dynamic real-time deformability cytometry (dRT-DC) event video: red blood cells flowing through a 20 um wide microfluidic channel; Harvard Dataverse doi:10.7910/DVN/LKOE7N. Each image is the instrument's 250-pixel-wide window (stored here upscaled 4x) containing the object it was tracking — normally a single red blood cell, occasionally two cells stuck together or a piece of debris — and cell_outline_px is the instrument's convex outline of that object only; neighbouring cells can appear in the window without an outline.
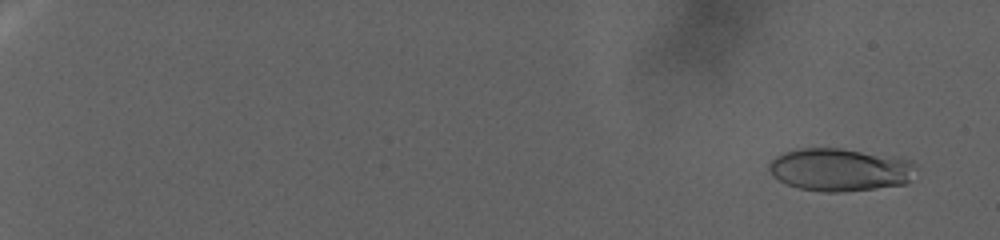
{"species": "human", "species_latin": "Homo sapiens", "temperature_condition": "warm", "stored_images_in_passage": 113, "camera_frame_rate_fps": 3000, "um_per_image_px": 0.085, "donor": {"sex": "female"}, "frame": {"image": 1, "passage_image": 8, "time_ms": 2.333, "image_size_px": [1000, 240], "cell_outline_px": [[916, 168], [908, 180], [904, 184], [876, 188], [844, 192], [824, 192], [800, 188], [788, 184], [772, 176], [768, 168], [768, 164], [776, 156], [784, 152], [800, 148], [840, 148], [892, 156], [912, 160], [916, 164]], "centroid_in_image_um": [71.38, 14.42], "position_along_channel_um": 13.6, "area_um2": 36.59}}
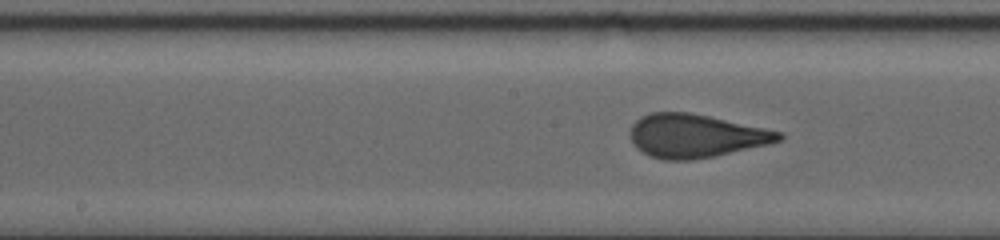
{"frame": {"image": 2, "passage_image": 68, "time_ms": 22.333, "image_size_px": [1000, 240], "cell_outline_px": [[784, 140], [772, 144], [716, 156], [692, 160], [664, 160], [648, 156], [636, 148], [632, 144], [628, 132], [632, 124], [640, 116], [652, 112], [692, 112], [784, 132]], "centroid_in_image_um": [59.15, 11.55], "position_along_channel_um": 189.1, "area_um2": 38.44}}
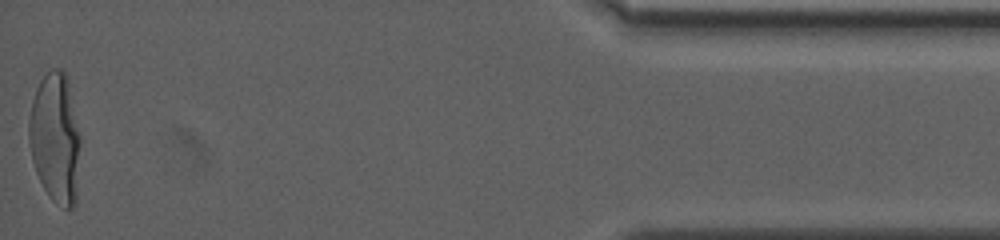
{"frame": {"image": 3, "passage_image": 113, "time_ms": 37.333, "image_size_px": [1000, 240], "cell_outline_px": [[80, 144], [76, 204], [72, 208], [64, 208], [52, 200], [44, 188], [36, 172], [32, 160], [28, 140], [28, 120], [32, 100], [36, 88], [40, 80], [52, 68], [64, 68], [68, 76], [80, 136]], "centroid_in_image_um": [4.7, 11.7], "position_along_channel_um": 430.5, "area_um2": 39.54}}